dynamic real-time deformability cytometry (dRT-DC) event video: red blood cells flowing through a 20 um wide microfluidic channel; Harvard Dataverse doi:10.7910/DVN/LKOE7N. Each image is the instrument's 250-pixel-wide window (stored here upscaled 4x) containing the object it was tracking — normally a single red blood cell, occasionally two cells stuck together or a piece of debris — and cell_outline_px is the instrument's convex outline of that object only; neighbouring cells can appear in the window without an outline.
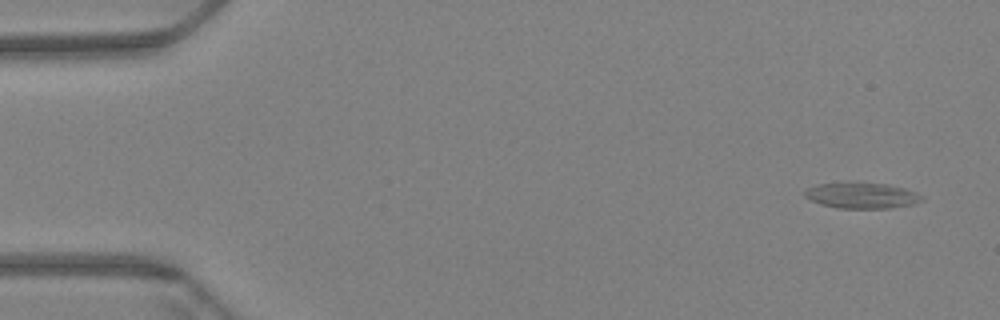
{"species": "Egyptian fruit bat (a non-hibernating species)", "species_latin": "Rousettus aegyptiacus", "temperature_condition": "warm", "stored_images_in_passage": 62, "camera_frame_rate_fps": 3000, "um_per_image_px": 0.085, "animal": {"sex": "female"}, "frame": {"image": 1, "passage_image": 4, "time_ms": 1.0, "image_size_px": [1000, 320], "cell_outline_px": [[924, 200], [912, 204], [888, 208], [840, 208], [820, 204], [804, 196], [804, 192], [808, 188], [820, 184], [888, 184], [904, 188], [916, 192], [924, 196]], "centroid_in_image_um": [73.3, 16.64], "position_along_channel_um": 11.7, "area_um2": 17.05}}
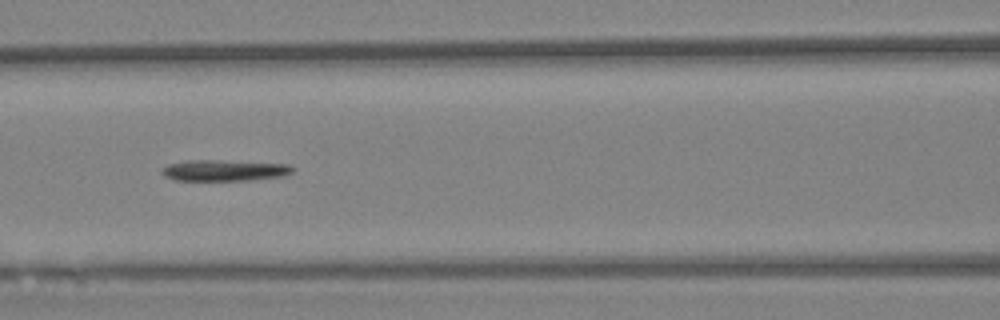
{"frame": {"image": 2, "passage_image": 28, "time_ms": 9.0, "image_size_px": [1000, 320], "cell_outline_px": [[296, 168], [292, 172], [284, 176], [248, 180], [176, 180], [164, 176], [160, 172], [160, 168], [168, 164], [188, 160], [216, 160], [288, 164]], "centroid_in_image_um": [19.05, 14.48], "position_along_channel_um": 147.6, "area_um2": 16.13}}
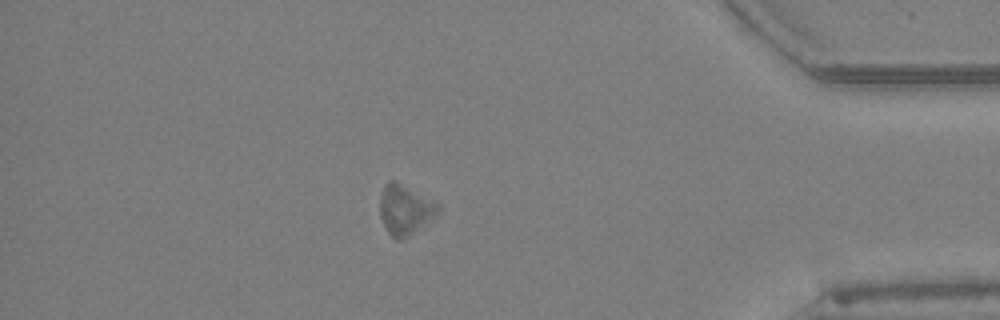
{"frame": {"image": 3, "passage_image": 54, "time_ms": 17.667, "image_size_px": [1000, 320], "cell_outline_px": [[440, 212], [436, 216], [400, 240], [396, 240], [388, 232], [380, 216], [380, 192], [384, 184], [388, 180], [396, 180], [440, 204]], "centroid_in_image_um": [34.42, 17.77], "position_along_channel_um": 400.8, "area_um2": 16.88}, "authors_computed_cell_mechanics": {"area_um2": 16.473, "velocity_mm_per_s": 3.3597, "shape_relaxation_time_tau1_ms": 0.2771, "shape_relaxation_time_tau2_ms": null, "deformation_change_tau1": 0.0742, "deformation_change_tau2": null}}